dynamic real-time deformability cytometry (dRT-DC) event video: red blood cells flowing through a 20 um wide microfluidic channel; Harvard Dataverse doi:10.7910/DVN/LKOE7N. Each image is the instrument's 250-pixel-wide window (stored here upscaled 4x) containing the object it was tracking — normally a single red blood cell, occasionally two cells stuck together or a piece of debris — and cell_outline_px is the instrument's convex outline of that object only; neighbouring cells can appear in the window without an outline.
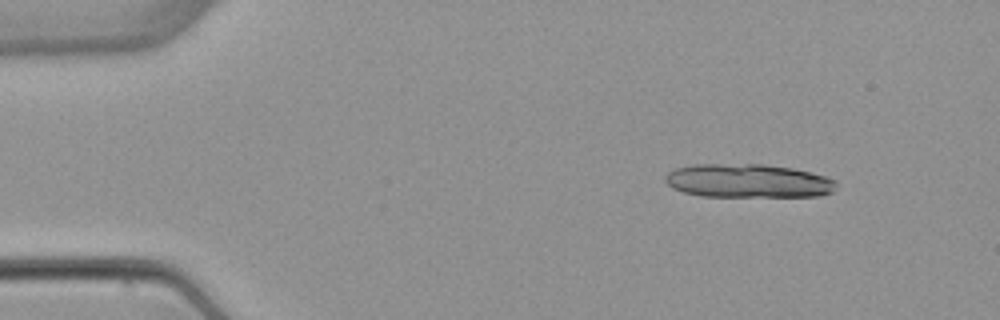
{"species": "common noctule bat (a hibernating species)", "species_latin": "Nyctalus noctula", "temperature_condition": "warm", "stored_images_in_passage": 7, "segment_of_instrument_passage": [1, 2], "camera_frame_rate_fps": 3000, "um_per_image_px": 0.085, "animal": {"sex": "female", "body_mass_g": 22.7, "forearm_length_mm": 54.2}, "frame": {"image": 1, "passage_image": 2, "time_ms": 1.0, "image_size_px": [1000, 320], "cell_outline_px": [[836, 184], [832, 192], [820, 196], [700, 196], [684, 192], [672, 188], [664, 180], [664, 176], [668, 172], [676, 168], [692, 164], [764, 164], [792, 168], [812, 172], [824, 176], [832, 180]], "centroid_in_image_um": [63.54, 15.37], "position_along_channel_um": 21.5, "area_um2": 33.58}}